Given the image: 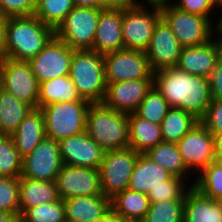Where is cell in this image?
I'll return each instance as SVG.
<instances>
[{"label": "cell", "mask_w": 222, "mask_h": 222, "mask_svg": "<svg viewBox=\"0 0 222 222\" xmlns=\"http://www.w3.org/2000/svg\"><path fill=\"white\" fill-rule=\"evenodd\" d=\"M139 153L131 147L105 151L99 171L101 190L112 199L129 188V182Z\"/></svg>", "instance_id": "obj_8"}, {"label": "cell", "mask_w": 222, "mask_h": 222, "mask_svg": "<svg viewBox=\"0 0 222 222\" xmlns=\"http://www.w3.org/2000/svg\"><path fill=\"white\" fill-rule=\"evenodd\" d=\"M212 100L222 99V54L208 77Z\"/></svg>", "instance_id": "obj_43"}, {"label": "cell", "mask_w": 222, "mask_h": 222, "mask_svg": "<svg viewBox=\"0 0 222 222\" xmlns=\"http://www.w3.org/2000/svg\"><path fill=\"white\" fill-rule=\"evenodd\" d=\"M144 154L173 176L183 178L188 181L189 184L191 183L190 181H192L191 185L193 186L194 181L190 178V174L192 173L186 167L176 143H158L155 147L148 149Z\"/></svg>", "instance_id": "obj_29"}, {"label": "cell", "mask_w": 222, "mask_h": 222, "mask_svg": "<svg viewBox=\"0 0 222 222\" xmlns=\"http://www.w3.org/2000/svg\"><path fill=\"white\" fill-rule=\"evenodd\" d=\"M213 137L215 158H222V132L214 134Z\"/></svg>", "instance_id": "obj_49"}, {"label": "cell", "mask_w": 222, "mask_h": 222, "mask_svg": "<svg viewBox=\"0 0 222 222\" xmlns=\"http://www.w3.org/2000/svg\"><path fill=\"white\" fill-rule=\"evenodd\" d=\"M22 161L13 138L5 135L0 140V177H21Z\"/></svg>", "instance_id": "obj_36"}, {"label": "cell", "mask_w": 222, "mask_h": 222, "mask_svg": "<svg viewBox=\"0 0 222 222\" xmlns=\"http://www.w3.org/2000/svg\"><path fill=\"white\" fill-rule=\"evenodd\" d=\"M129 147L138 153H145L148 149L163 142L161 124H155L139 117L135 112L128 114Z\"/></svg>", "instance_id": "obj_26"}, {"label": "cell", "mask_w": 222, "mask_h": 222, "mask_svg": "<svg viewBox=\"0 0 222 222\" xmlns=\"http://www.w3.org/2000/svg\"><path fill=\"white\" fill-rule=\"evenodd\" d=\"M221 54L222 44L212 38L201 45L183 47L176 67L208 79Z\"/></svg>", "instance_id": "obj_19"}, {"label": "cell", "mask_w": 222, "mask_h": 222, "mask_svg": "<svg viewBox=\"0 0 222 222\" xmlns=\"http://www.w3.org/2000/svg\"><path fill=\"white\" fill-rule=\"evenodd\" d=\"M216 10H219L218 20L213 21L212 20V38L214 40H217L220 44H222V8H216ZM214 23V24H213ZM218 34V35H217ZM216 35V36H215Z\"/></svg>", "instance_id": "obj_45"}, {"label": "cell", "mask_w": 222, "mask_h": 222, "mask_svg": "<svg viewBox=\"0 0 222 222\" xmlns=\"http://www.w3.org/2000/svg\"><path fill=\"white\" fill-rule=\"evenodd\" d=\"M76 6H100L107 9V0H74Z\"/></svg>", "instance_id": "obj_48"}, {"label": "cell", "mask_w": 222, "mask_h": 222, "mask_svg": "<svg viewBox=\"0 0 222 222\" xmlns=\"http://www.w3.org/2000/svg\"><path fill=\"white\" fill-rule=\"evenodd\" d=\"M20 177H0V212L20 217Z\"/></svg>", "instance_id": "obj_38"}, {"label": "cell", "mask_w": 222, "mask_h": 222, "mask_svg": "<svg viewBox=\"0 0 222 222\" xmlns=\"http://www.w3.org/2000/svg\"><path fill=\"white\" fill-rule=\"evenodd\" d=\"M17 218L11 214L6 212H0V222H15Z\"/></svg>", "instance_id": "obj_51"}, {"label": "cell", "mask_w": 222, "mask_h": 222, "mask_svg": "<svg viewBox=\"0 0 222 222\" xmlns=\"http://www.w3.org/2000/svg\"><path fill=\"white\" fill-rule=\"evenodd\" d=\"M190 186L192 185H190L185 179L172 176L169 180H166V185H158L155 188H151L147 193V196L150 202L184 199L185 193Z\"/></svg>", "instance_id": "obj_39"}, {"label": "cell", "mask_w": 222, "mask_h": 222, "mask_svg": "<svg viewBox=\"0 0 222 222\" xmlns=\"http://www.w3.org/2000/svg\"><path fill=\"white\" fill-rule=\"evenodd\" d=\"M171 108L172 107L163 95L153 86L140 103L135 113L149 122L161 124L163 118Z\"/></svg>", "instance_id": "obj_35"}, {"label": "cell", "mask_w": 222, "mask_h": 222, "mask_svg": "<svg viewBox=\"0 0 222 222\" xmlns=\"http://www.w3.org/2000/svg\"><path fill=\"white\" fill-rule=\"evenodd\" d=\"M16 150L24 158L46 137L43 112L33 108L11 135Z\"/></svg>", "instance_id": "obj_23"}, {"label": "cell", "mask_w": 222, "mask_h": 222, "mask_svg": "<svg viewBox=\"0 0 222 222\" xmlns=\"http://www.w3.org/2000/svg\"><path fill=\"white\" fill-rule=\"evenodd\" d=\"M63 162L56 140L45 137L22 161L20 178L41 181H56Z\"/></svg>", "instance_id": "obj_14"}, {"label": "cell", "mask_w": 222, "mask_h": 222, "mask_svg": "<svg viewBox=\"0 0 222 222\" xmlns=\"http://www.w3.org/2000/svg\"><path fill=\"white\" fill-rule=\"evenodd\" d=\"M191 178L194 180L193 187L201 194L222 201V166L216 161L208 164L198 175Z\"/></svg>", "instance_id": "obj_33"}, {"label": "cell", "mask_w": 222, "mask_h": 222, "mask_svg": "<svg viewBox=\"0 0 222 222\" xmlns=\"http://www.w3.org/2000/svg\"><path fill=\"white\" fill-rule=\"evenodd\" d=\"M160 12L183 47L201 45L212 39V21L208 17L182 11L172 3L161 6Z\"/></svg>", "instance_id": "obj_7"}, {"label": "cell", "mask_w": 222, "mask_h": 222, "mask_svg": "<svg viewBox=\"0 0 222 222\" xmlns=\"http://www.w3.org/2000/svg\"><path fill=\"white\" fill-rule=\"evenodd\" d=\"M142 222H184V199L150 202Z\"/></svg>", "instance_id": "obj_34"}, {"label": "cell", "mask_w": 222, "mask_h": 222, "mask_svg": "<svg viewBox=\"0 0 222 222\" xmlns=\"http://www.w3.org/2000/svg\"><path fill=\"white\" fill-rule=\"evenodd\" d=\"M69 76L81 99L89 103L103 101L107 85L103 54L93 50H74Z\"/></svg>", "instance_id": "obj_4"}, {"label": "cell", "mask_w": 222, "mask_h": 222, "mask_svg": "<svg viewBox=\"0 0 222 222\" xmlns=\"http://www.w3.org/2000/svg\"><path fill=\"white\" fill-rule=\"evenodd\" d=\"M106 84L137 79H154L146 52L121 49L103 54Z\"/></svg>", "instance_id": "obj_10"}, {"label": "cell", "mask_w": 222, "mask_h": 222, "mask_svg": "<svg viewBox=\"0 0 222 222\" xmlns=\"http://www.w3.org/2000/svg\"><path fill=\"white\" fill-rule=\"evenodd\" d=\"M15 222H23V221L18 218Z\"/></svg>", "instance_id": "obj_55"}, {"label": "cell", "mask_w": 222, "mask_h": 222, "mask_svg": "<svg viewBox=\"0 0 222 222\" xmlns=\"http://www.w3.org/2000/svg\"><path fill=\"white\" fill-rule=\"evenodd\" d=\"M86 133L104 150L129 147L128 114L91 103L86 115Z\"/></svg>", "instance_id": "obj_3"}, {"label": "cell", "mask_w": 222, "mask_h": 222, "mask_svg": "<svg viewBox=\"0 0 222 222\" xmlns=\"http://www.w3.org/2000/svg\"><path fill=\"white\" fill-rule=\"evenodd\" d=\"M5 135H3L2 133H0V140L4 137Z\"/></svg>", "instance_id": "obj_54"}, {"label": "cell", "mask_w": 222, "mask_h": 222, "mask_svg": "<svg viewBox=\"0 0 222 222\" xmlns=\"http://www.w3.org/2000/svg\"><path fill=\"white\" fill-rule=\"evenodd\" d=\"M6 19L0 12V58H5V34H6Z\"/></svg>", "instance_id": "obj_46"}, {"label": "cell", "mask_w": 222, "mask_h": 222, "mask_svg": "<svg viewBox=\"0 0 222 222\" xmlns=\"http://www.w3.org/2000/svg\"><path fill=\"white\" fill-rule=\"evenodd\" d=\"M173 0H146V6H156L161 7L169 3H172Z\"/></svg>", "instance_id": "obj_50"}, {"label": "cell", "mask_w": 222, "mask_h": 222, "mask_svg": "<svg viewBox=\"0 0 222 222\" xmlns=\"http://www.w3.org/2000/svg\"><path fill=\"white\" fill-rule=\"evenodd\" d=\"M173 175L144 153H139L129 182V189L147 194L151 188L166 185Z\"/></svg>", "instance_id": "obj_24"}, {"label": "cell", "mask_w": 222, "mask_h": 222, "mask_svg": "<svg viewBox=\"0 0 222 222\" xmlns=\"http://www.w3.org/2000/svg\"><path fill=\"white\" fill-rule=\"evenodd\" d=\"M153 86L154 79L109 83L102 103L122 113H134Z\"/></svg>", "instance_id": "obj_17"}, {"label": "cell", "mask_w": 222, "mask_h": 222, "mask_svg": "<svg viewBox=\"0 0 222 222\" xmlns=\"http://www.w3.org/2000/svg\"><path fill=\"white\" fill-rule=\"evenodd\" d=\"M200 122L214 135L222 132V99L212 100Z\"/></svg>", "instance_id": "obj_42"}, {"label": "cell", "mask_w": 222, "mask_h": 222, "mask_svg": "<svg viewBox=\"0 0 222 222\" xmlns=\"http://www.w3.org/2000/svg\"><path fill=\"white\" fill-rule=\"evenodd\" d=\"M54 35L55 30L43 24L35 15L7 17L5 57L17 61H29Z\"/></svg>", "instance_id": "obj_2"}, {"label": "cell", "mask_w": 222, "mask_h": 222, "mask_svg": "<svg viewBox=\"0 0 222 222\" xmlns=\"http://www.w3.org/2000/svg\"><path fill=\"white\" fill-rule=\"evenodd\" d=\"M184 222H222V201L207 197L190 186L184 198Z\"/></svg>", "instance_id": "obj_22"}, {"label": "cell", "mask_w": 222, "mask_h": 222, "mask_svg": "<svg viewBox=\"0 0 222 222\" xmlns=\"http://www.w3.org/2000/svg\"><path fill=\"white\" fill-rule=\"evenodd\" d=\"M63 164L99 169L105 151L86 132L59 142Z\"/></svg>", "instance_id": "obj_18"}, {"label": "cell", "mask_w": 222, "mask_h": 222, "mask_svg": "<svg viewBox=\"0 0 222 222\" xmlns=\"http://www.w3.org/2000/svg\"><path fill=\"white\" fill-rule=\"evenodd\" d=\"M215 161L222 166V158H215Z\"/></svg>", "instance_id": "obj_53"}, {"label": "cell", "mask_w": 222, "mask_h": 222, "mask_svg": "<svg viewBox=\"0 0 222 222\" xmlns=\"http://www.w3.org/2000/svg\"><path fill=\"white\" fill-rule=\"evenodd\" d=\"M90 104L88 101H71L41 107L46 137L59 142L86 132V115Z\"/></svg>", "instance_id": "obj_5"}, {"label": "cell", "mask_w": 222, "mask_h": 222, "mask_svg": "<svg viewBox=\"0 0 222 222\" xmlns=\"http://www.w3.org/2000/svg\"><path fill=\"white\" fill-rule=\"evenodd\" d=\"M74 50L54 35L45 47L28 62L38 83L70 74Z\"/></svg>", "instance_id": "obj_13"}, {"label": "cell", "mask_w": 222, "mask_h": 222, "mask_svg": "<svg viewBox=\"0 0 222 222\" xmlns=\"http://www.w3.org/2000/svg\"><path fill=\"white\" fill-rule=\"evenodd\" d=\"M140 5H145V1L144 0H107V9L126 10V9L135 8Z\"/></svg>", "instance_id": "obj_44"}, {"label": "cell", "mask_w": 222, "mask_h": 222, "mask_svg": "<svg viewBox=\"0 0 222 222\" xmlns=\"http://www.w3.org/2000/svg\"><path fill=\"white\" fill-rule=\"evenodd\" d=\"M33 108L0 87V133L11 136Z\"/></svg>", "instance_id": "obj_28"}, {"label": "cell", "mask_w": 222, "mask_h": 222, "mask_svg": "<svg viewBox=\"0 0 222 222\" xmlns=\"http://www.w3.org/2000/svg\"><path fill=\"white\" fill-rule=\"evenodd\" d=\"M172 4L182 11L208 17L212 21V12L216 10V0H178Z\"/></svg>", "instance_id": "obj_41"}, {"label": "cell", "mask_w": 222, "mask_h": 222, "mask_svg": "<svg viewBox=\"0 0 222 222\" xmlns=\"http://www.w3.org/2000/svg\"><path fill=\"white\" fill-rule=\"evenodd\" d=\"M216 8H222V0H216Z\"/></svg>", "instance_id": "obj_52"}, {"label": "cell", "mask_w": 222, "mask_h": 222, "mask_svg": "<svg viewBox=\"0 0 222 222\" xmlns=\"http://www.w3.org/2000/svg\"><path fill=\"white\" fill-rule=\"evenodd\" d=\"M67 222H93L111 208V199L104 196H74L63 200Z\"/></svg>", "instance_id": "obj_21"}, {"label": "cell", "mask_w": 222, "mask_h": 222, "mask_svg": "<svg viewBox=\"0 0 222 222\" xmlns=\"http://www.w3.org/2000/svg\"><path fill=\"white\" fill-rule=\"evenodd\" d=\"M93 222H126L112 208H110L102 217Z\"/></svg>", "instance_id": "obj_47"}, {"label": "cell", "mask_w": 222, "mask_h": 222, "mask_svg": "<svg viewBox=\"0 0 222 222\" xmlns=\"http://www.w3.org/2000/svg\"><path fill=\"white\" fill-rule=\"evenodd\" d=\"M56 185L61 199L74 196L103 195L100 171L96 168L77 167L63 164L57 174Z\"/></svg>", "instance_id": "obj_15"}, {"label": "cell", "mask_w": 222, "mask_h": 222, "mask_svg": "<svg viewBox=\"0 0 222 222\" xmlns=\"http://www.w3.org/2000/svg\"><path fill=\"white\" fill-rule=\"evenodd\" d=\"M38 0H0V12L5 17L34 15Z\"/></svg>", "instance_id": "obj_40"}, {"label": "cell", "mask_w": 222, "mask_h": 222, "mask_svg": "<svg viewBox=\"0 0 222 222\" xmlns=\"http://www.w3.org/2000/svg\"><path fill=\"white\" fill-rule=\"evenodd\" d=\"M160 19V7L156 6L140 5L122 10L124 48L145 52L151 42L155 25Z\"/></svg>", "instance_id": "obj_9"}, {"label": "cell", "mask_w": 222, "mask_h": 222, "mask_svg": "<svg viewBox=\"0 0 222 222\" xmlns=\"http://www.w3.org/2000/svg\"><path fill=\"white\" fill-rule=\"evenodd\" d=\"M150 207L147 194L127 188L111 199V208L126 222H142Z\"/></svg>", "instance_id": "obj_27"}, {"label": "cell", "mask_w": 222, "mask_h": 222, "mask_svg": "<svg viewBox=\"0 0 222 222\" xmlns=\"http://www.w3.org/2000/svg\"><path fill=\"white\" fill-rule=\"evenodd\" d=\"M19 219L23 222H67L63 199L28 208Z\"/></svg>", "instance_id": "obj_37"}, {"label": "cell", "mask_w": 222, "mask_h": 222, "mask_svg": "<svg viewBox=\"0 0 222 222\" xmlns=\"http://www.w3.org/2000/svg\"><path fill=\"white\" fill-rule=\"evenodd\" d=\"M176 144L192 176L215 161L213 134L200 121Z\"/></svg>", "instance_id": "obj_12"}, {"label": "cell", "mask_w": 222, "mask_h": 222, "mask_svg": "<svg viewBox=\"0 0 222 222\" xmlns=\"http://www.w3.org/2000/svg\"><path fill=\"white\" fill-rule=\"evenodd\" d=\"M154 86L171 107L192 114L199 121L212 101L209 80L172 67L153 73Z\"/></svg>", "instance_id": "obj_1"}, {"label": "cell", "mask_w": 222, "mask_h": 222, "mask_svg": "<svg viewBox=\"0 0 222 222\" xmlns=\"http://www.w3.org/2000/svg\"><path fill=\"white\" fill-rule=\"evenodd\" d=\"M100 6H75L55 30V35L73 50H92Z\"/></svg>", "instance_id": "obj_6"}, {"label": "cell", "mask_w": 222, "mask_h": 222, "mask_svg": "<svg viewBox=\"0 0 222 222\" xmlns=\"http://www.w3.org/2000/svg\"><path fill=\"white\" fill-rule=\"evenodd\" d=\"M75 6L74 0H38L34 15L56 30Z\"/></svg>", "instance_id": "obj_32"}, {"label": "cell", "mask_w": 222, "mask_h": 222, "mask_svg": "<svg viewBox=\"0 0 222 222\" xmlns=\"http://www.w3.org/2000/svg\"><path fill=\"white\" fill-rule=\"evenodd\" d=\"M198 122L192 114L172 107L161 122L163 142L177 143Z\"/></svg>", "instance_id": "obj_31"}, {"label": "cell", "mask_w": 222, "mask_h": 222, "mask_svg": "<svg viewBox=\"0 0 222 222\" xmlns=\"http://www.w3.org/2000/svg\"><path fill=\"white\" fill-rule=\"evenodd\" d=\"M0 87L38 108L39 83L28 61L3 58L0 63Z\"/></svg>", "instance_id": "obj_11"}, {"label": "cell", "mask_w": 222, "mask_h": 222, "mask_svg": "<svg viewBox=\"0 0 222 222\" xmlns=\"http://www.w3.org/2000/svg\"><path fill=\"white\" fill-rule=\"evenodd\" d=\"M121 49H124L122 10L102 8L92 50L100 54H106Z\"/></svg>", "instance_id": "obj_20"}, {"label": "cell", "mask_w": 222, "mask_h": 222, "mask_svg": "<svg viewBox=\"0 0 222 222\" xmlns=\"http://www.w3.org/2000/svg\"><path fill=\"white\" fill-rule=\"evenodd\" d=\"M86 101L79 96L70 76H59L39 83L38 108L52 103Z\"/></svg>", "instance_id": "obj_30"}, {"label": "cell", "mask_w": 222, "mask_h": 222, "mask_svg": "<svg viewBox=\"0 0 222 222\" xmlns=\"http://www.w3.org/2000/svg\"><path fill=\"white\" fill-rule=\"evenodd\" d=\"M183 46L161 18L155 25L151 42L145 51L153 73L176 67Z\"/></svg>", "instance_id": "obj_16"}, {"label": "cell", "mask_w": 222, "mask_h": 222, "mask_svg": "<svg viewBox=\"0 0 222 222\" xmlns=\"http://www.w3.org/2000/svg\"><path fill=\"white\" fill-rule=\"evenodd\" d=\"M60 199L55 181L20 178V216L31 207L53 203Z\"/></svg>", "instance_id": "obj_25"}]
</instances>
